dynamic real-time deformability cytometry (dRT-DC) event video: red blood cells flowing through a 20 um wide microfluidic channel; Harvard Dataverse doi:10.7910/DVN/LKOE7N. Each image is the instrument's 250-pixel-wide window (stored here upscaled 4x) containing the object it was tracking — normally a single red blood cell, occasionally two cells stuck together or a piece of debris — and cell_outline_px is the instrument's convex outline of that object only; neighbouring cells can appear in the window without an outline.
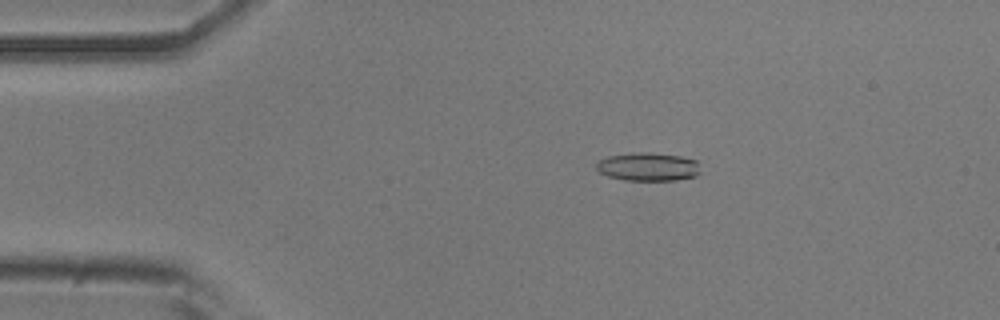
{"species": "common noctule bat (a hibernating species)", "species_latin": "Nyctalus noctula", "temperature_condition": "room temperature", "stored_images_in_passage": 53, "camera_frame_rate_fps": 3000, "um_per_image_px": 0.085, "animal": {"sex": "male", "body_mass_g": 20.5, "forearm_length_mm": 52.5}, "frame": {"image": 1, "passage_image": 10, "time_ms": 3.0, "image_size_px": [1000, 320], "cell_outline_px": [[700, 172], [696, 176], [676, 180], [624, 180], [608, 176], [600, 172], [596, 168], [596, 164], [600, 160], [608, 156], [632, 152], [652, 152], [680, 156], [696, 160]], "centroid_in_image_um": [55.08, 14.17], "position_along_channel_um": 29.9, "area_um2": 17.22}}
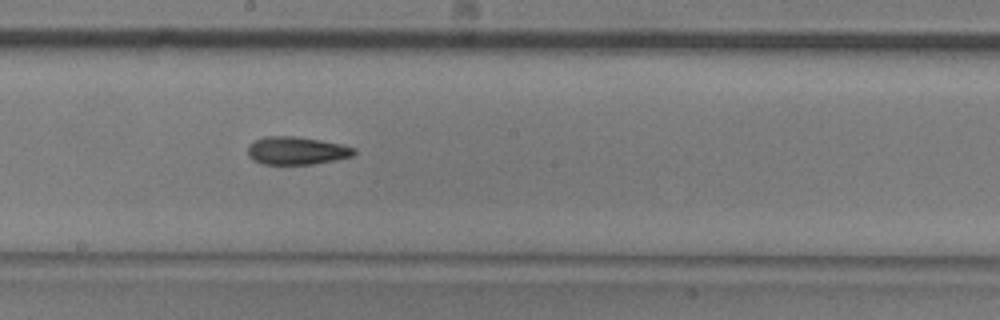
{"frame": {"image": 2, "passage_image": 29, "time_ms": 9.333, "image_size_px": [1000, 320], "cell_outline_px": [[356, 152], [352, 156], [336, 160], [312, 164], [264, 164], [252, 160], [248, 156], [248, 148], [256, 140], [264, 136], [292, 136], [320, 140], [340, 144], [356, 148]], "centroid_in_image_um": [25.22, 12.81], "position_along_channel_um": 223.0, "area_um2": 17.17}}
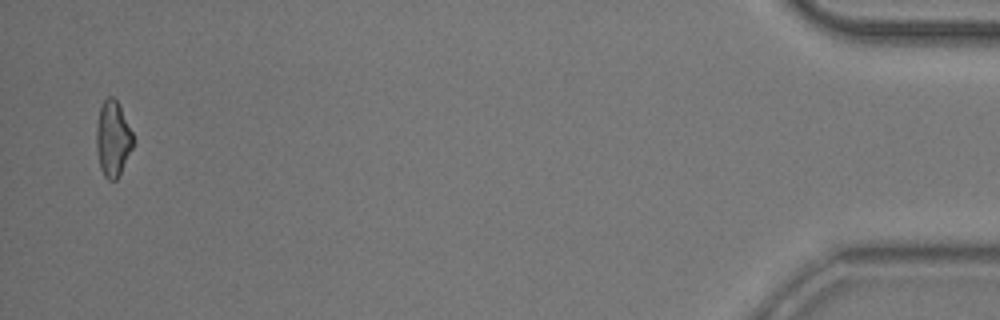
{"frame": {"image": 3, "passage_image": 52, "time_ms": 17.0, "image_size_px": [1000, 320], "cell_outline_px": [[136, 140], [116, 180], [108, 180], [104, 176], [100, 168], [96, 152], [96, 124], [100, 108], [104, 100], [108, 96], [112, 96], [116, 100]], "centroid_in_image_um": [9.58, 11.8], "position_along_channel_um": 425.6, "area_um2": 16.13}, "authors_computed_cell_mechanics": {"area_um2": 16.9932, "velocity_mm_per_s": 3.8018, "shape_relaxation_time_tau1_ms": null, "shape_relaxation_time_tau2_ms": 6.445, "deformation_change_tau1": null, "deformation_change_tau2": 0.1552}}